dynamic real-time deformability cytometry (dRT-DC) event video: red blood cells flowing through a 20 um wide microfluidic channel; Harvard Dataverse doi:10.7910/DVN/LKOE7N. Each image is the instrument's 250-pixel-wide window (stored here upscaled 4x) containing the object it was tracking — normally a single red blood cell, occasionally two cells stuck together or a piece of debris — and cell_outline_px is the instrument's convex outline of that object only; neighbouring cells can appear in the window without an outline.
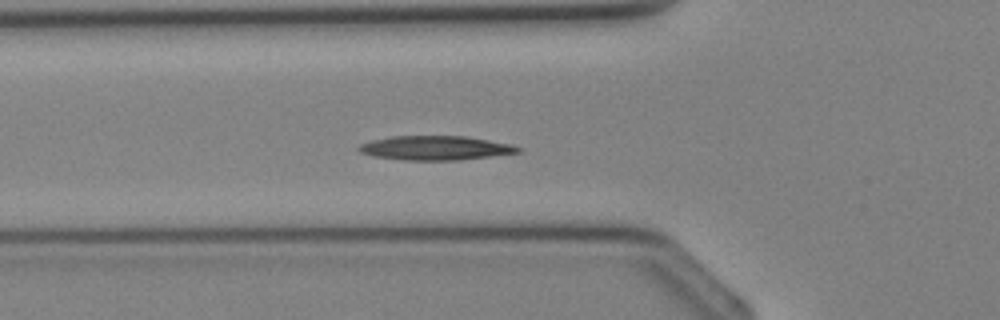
{"species": "Egyptian fruit bat (a non-hibernating species)", "species_latin": "Rousettus aegyptiacus", "temperature_condition": "cold", "stored_images_in_passage": 29, "camera_frame_rate_fps": 3000, "um_per_image_px": 0.085, "animal": {"sex": "female"}, "frame": {"image": 1, "passage_image": 5, "time_ms": 1.333, "image_size_px": [1000, 320], "cell_outline_px": [[520, 152], [460, 160], [404, 160], [372, 156], [360, 152], [356, 148], [360, 144], [372, 140], [392, 136], [464, 136], [512, 144], [520, 148]], "centroid_in_image_um": [36.97, 12.58], "position_along_channel_um": 88.8, "area_um2": 22.37}}
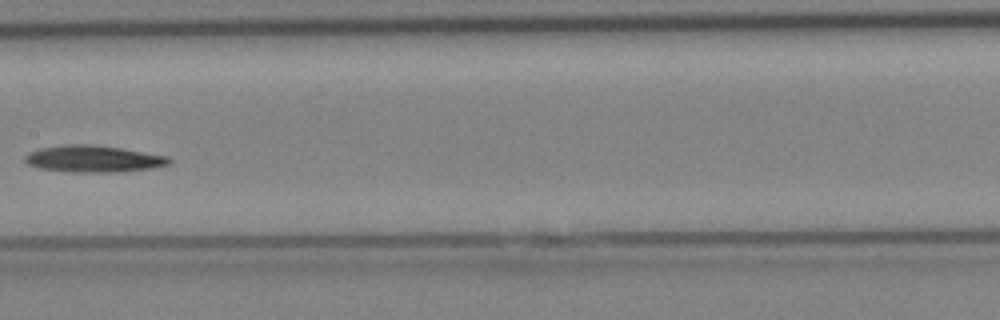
{"frame": {"image": 2, "passage_image": 11, "time_ms": 3.333, "image_size_px": [1000, 320], "cell_outline_px": [[172, 160], [168, 164], [148, 168], [116, 172], [72, 172], [40, 168], [28, 164], [24, 160], [24, 156], [40, 148], [64, 144], [92, 144], [120, 148], [168, 156]], "centroid_in_image_um": [7.91, 13.49], "position_along_channel_um": 199.5, "area_um2": 22.2}}
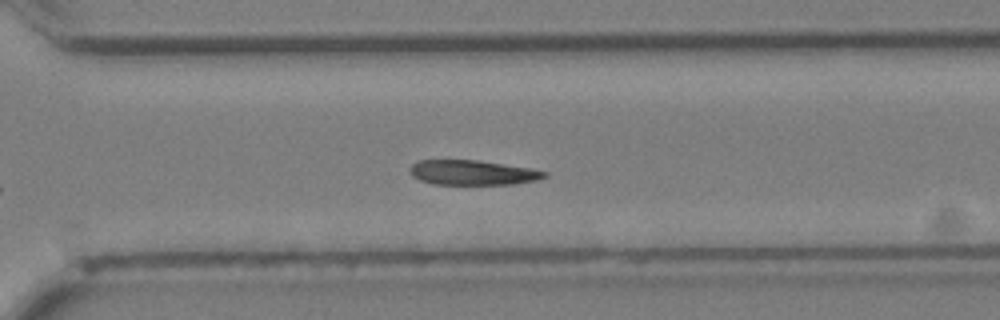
{"frame": {"image": 3, "passage_image": 18, "time_ms": 5.667, "image_size_px": [1000, 320], "cell_outline_px": [[548, 176], [536, 180], [516, 184], [432, 184], [420, 180], [412, 176], [408, 172], [408, 168], [416, 160], [480, 160], [528, 168], [548, 172]], "centroid_in_image_um": [40.12, 14.67], "position_along_channel_um": 330.5, "area_um2": 19.59}}